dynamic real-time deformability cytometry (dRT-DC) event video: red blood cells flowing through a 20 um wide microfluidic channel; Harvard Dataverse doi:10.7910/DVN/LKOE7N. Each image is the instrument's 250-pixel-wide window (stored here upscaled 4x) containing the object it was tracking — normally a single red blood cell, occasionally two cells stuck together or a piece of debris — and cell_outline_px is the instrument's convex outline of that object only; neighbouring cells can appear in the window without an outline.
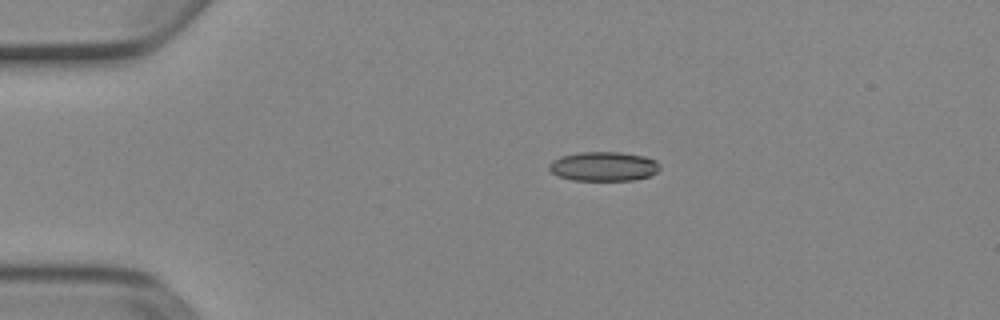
{"species": "Egyptian fruit bat (a non-hibernating species)", "species_latin": "Rousettus aegyptiacus", "temperature_condition": "cold", "stored_images_in_passage": 7, "camera_frame_rate_fps": 3000, "um_per_image_px": 0.085, "animal": {"sex": "female"}, "frame": {"image": 1, "passage_image": 4, "time_ms": 1.0, "image_size_px": [1000, 320], "cell_outline_px": [[660, 168], [652, 176], [636, 180], [572, 180], [556, 176], [548, 168], [548, 164], [552, 160], [560, 156], [580, 152], [620, 152], [644, 156], [656, 160], [660, 164]], "centroid_in_image_um": [51.31, 14.14], "position_along_channel_um": 33.7, "area_um2": 19.19}}
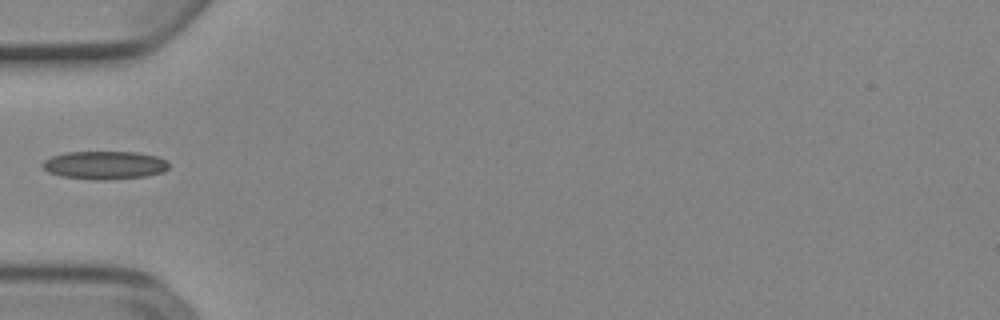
{"frame": {"image": 2, "passage_image": 6, "time_ms": 1.667, "image_size_px": [1000, 320], "cell_outline_px": [[168, 168], [164, 172], [144, 176], [104, 180], [96, 180], [60, 176], [48, 172], [40, 164], [44, 160], [52, 156], [64, 152], [136, 152], [156, 156], [168, 160]], "centroid_in_image_um": [8.88, 14.03], "position_along_channel_um": 76.1, "area_um2": 20.81}}
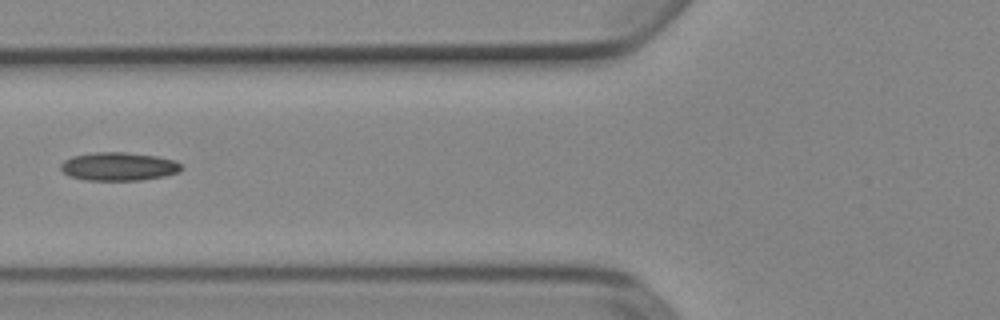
{"frame": {"image": 3, "passage_image": 7, "time_ms": 2.0, "image_size_px": [1000, 320], "cell_outline_px": [[184, 168], [180, 172], [164, 176], [140, 180], [88, 180], [68, 176], [60, 168], [60, 164], [64, 160], [72, 156], [96, 152], [124, 152], [156, 156], [176, 160]], "centroid_in_image_um": [10.1, 14.15], "position_along_channel_um": 115.7, "area_um2": 20.0}}